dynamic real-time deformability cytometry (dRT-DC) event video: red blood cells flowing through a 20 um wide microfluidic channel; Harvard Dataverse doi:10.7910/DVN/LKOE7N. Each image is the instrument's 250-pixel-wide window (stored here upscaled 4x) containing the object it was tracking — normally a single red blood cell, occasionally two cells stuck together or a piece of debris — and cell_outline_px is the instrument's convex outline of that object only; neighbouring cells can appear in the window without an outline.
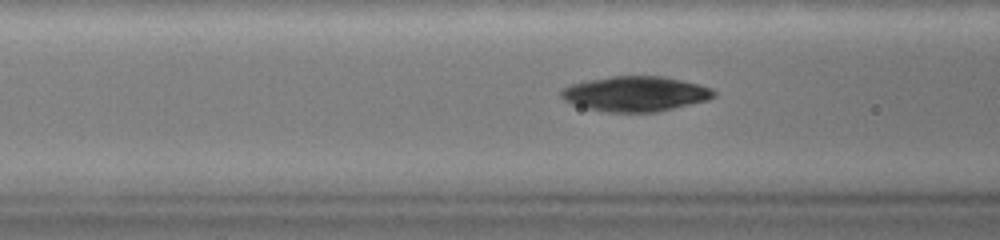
{"species": "common noctule bat (a hibernating species)", "species_latin": "Nyctalus noctula", "temperature_condition": "warm", "stored_images_in_passage": 57, "camera_frame_rate_fps": 3000, "um_per_image_px": 0.085, "animal": {"sex": "female", "body_mass_g": 19.0, "forearm_length_mm": 51.5}, "frame": {"image": 1, "passage_image": 26, "time_ms": 8.333, "image_size_px": [1000, 240], "cell_outline_px": [[716, 96], [708, 100], [656, 112], [604, 112], [572, 104], [564, 100], [560, 96], [560, 92], [564, 88], [572, 84], [588, 80], [612, 76], [660, 76], [700, 84], [712, 88], [716, 92]], "centroid_in_image_um": [54.02, 7.98], "position_along_channel_um": 112.6, "area_um2": 31.15}}
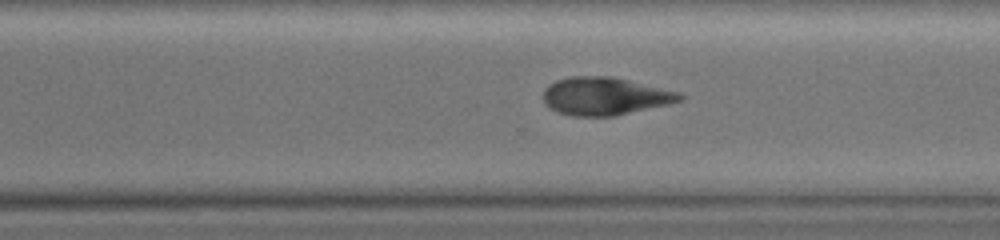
{"frame": {"image": 2, "passage_image": 47, "time_ms": 15.333, "image_size_px": [1000, 240], "cell_outline_px": [[684, 100], [668, 104], [612, 116], [572, 116], [556, 112], [544, 100], [544, 88], [548, 84], [556, 80], [568, 76], [612, 76], [680, 92], [684, 96]], "centroid_in_image_um": [51.42, 8.16], "position_along_channel_um": 319.2, "area_um2": 30.06}}
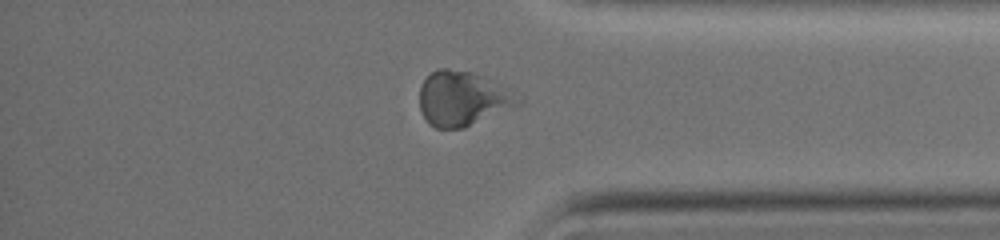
{"frame": {"image": 3, "passage_image": 55, "time_ms": 18.0, "image_size_px": [1000, 240], "cell_outline_px": [[524, 100], [520, 104], [464, 128], [436, 128], [428, 124], [420, 108], [420, 84], [436, 68], [448, 68], [472, 72], [484, 76]], "centroid_in_image_um": [39.28, 8.38], "position_along_channel_um": 395.9, "area_um2": 31.1}}